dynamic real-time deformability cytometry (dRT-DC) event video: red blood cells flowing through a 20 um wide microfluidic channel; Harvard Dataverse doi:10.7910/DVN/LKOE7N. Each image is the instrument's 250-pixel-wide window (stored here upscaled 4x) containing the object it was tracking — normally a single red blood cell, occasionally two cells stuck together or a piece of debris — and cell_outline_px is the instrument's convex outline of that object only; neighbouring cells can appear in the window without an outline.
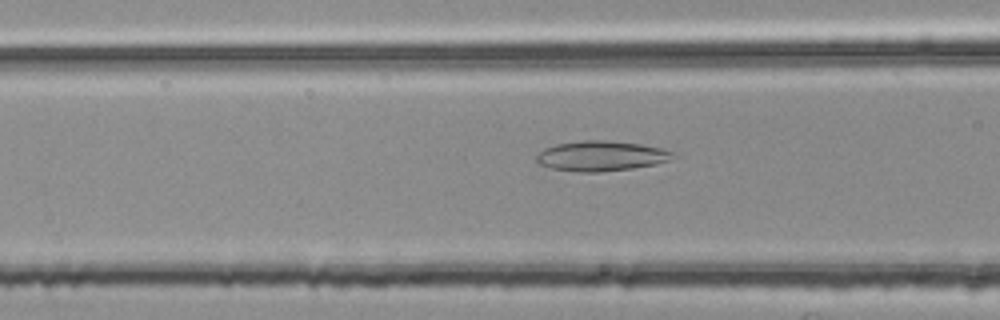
{"species": "common noctule bat (a hibernating species)", "species_latin": "Nyctalus noctula", "temperature_condition": "room temperature", "stored_images_in_passage": 41, "camera_frame_rate_fps": 3000, "um_per_image_px": 0.085, "animal": {"sex": "female", "body_mass_g": 25.1}, "frame": {"image": 1, "passage_image": 8, "time_ms": 2.333, "image_size_px": [1000, 320], "cell_outline_px": [[676, 156], [668, 160], [656, 164], [632, 168], [596, 172], [580, 172], [552, 168], [540, 164], [536, 160], [536, 156], [544, 148], [556, 144], [584, 140], [608, 140], [640, 144], [660, 148], [676, 152]], "centroid_in_image_um": [51.11, 13.25], "position_along_channel_um": 115.5, "area_um2": 23.81}}
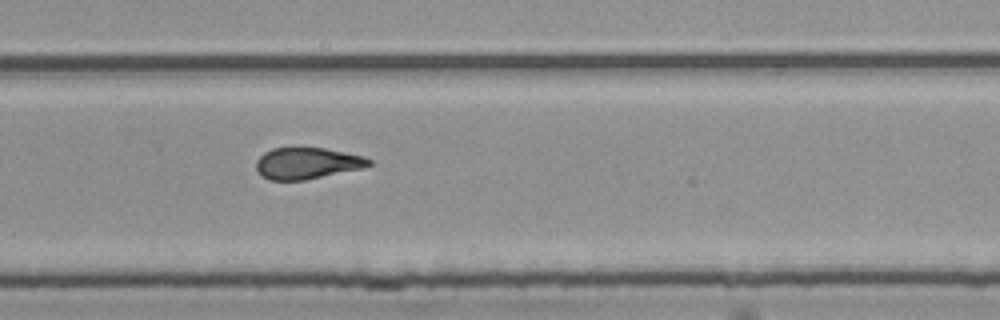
{"frame": {"image": 2, "passage_image": 23, "time_ms": 7.333, "image_size_px": [1000, 320], "cell_outline_px": [[372, 164], [360, 168], [304, 180], [268, 180], [260, 176], [256, 168], [256, 160], [264, 152], [272, 148], [324, 148], [364, 156], [372, 160]], "centroid_in_image_um": [26.05, 13.88], "position_along_channel_um": 303.7, "area_um2": 20.52}}
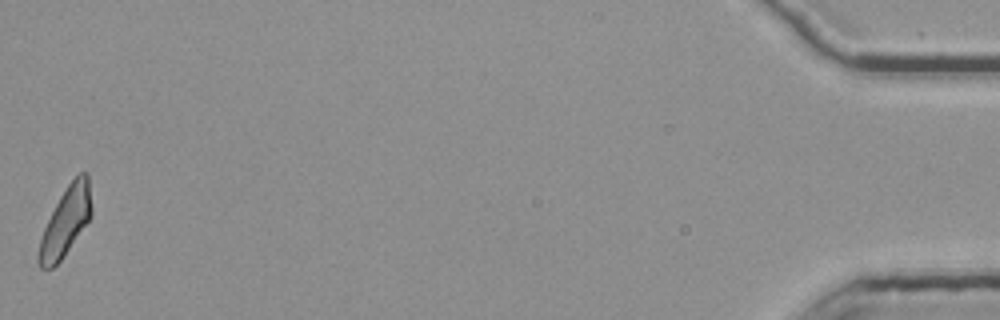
{"frame": {"image": 3, "passage_image": 41, "time_ms": 13.333, "image_size_px": [1000, 320], "cell_outline_px": [[92, 212], [88, 220], [60, 260], [52, 268], [40, 268], [36, 260], [40, 240], [44, 228], [60, 196], [68, 184], [80, 172], [88, 172], [92, 208]], "centroid_in_image_um": [5.57, 18.82], "position_along_channel_um": 429.6, "area_um2": 20.58}, "authors_computed_cell_mechanics": {"area_um2": 21.386, "velocity_mm_per_s": 3.7774, "shape_relaxation_time_tau1_ms": null, "shape_relaxation_time_tau2_ms": 2.6533, "deformation_change_tau1": null, "deformation_change_tau2": 0.1246}}